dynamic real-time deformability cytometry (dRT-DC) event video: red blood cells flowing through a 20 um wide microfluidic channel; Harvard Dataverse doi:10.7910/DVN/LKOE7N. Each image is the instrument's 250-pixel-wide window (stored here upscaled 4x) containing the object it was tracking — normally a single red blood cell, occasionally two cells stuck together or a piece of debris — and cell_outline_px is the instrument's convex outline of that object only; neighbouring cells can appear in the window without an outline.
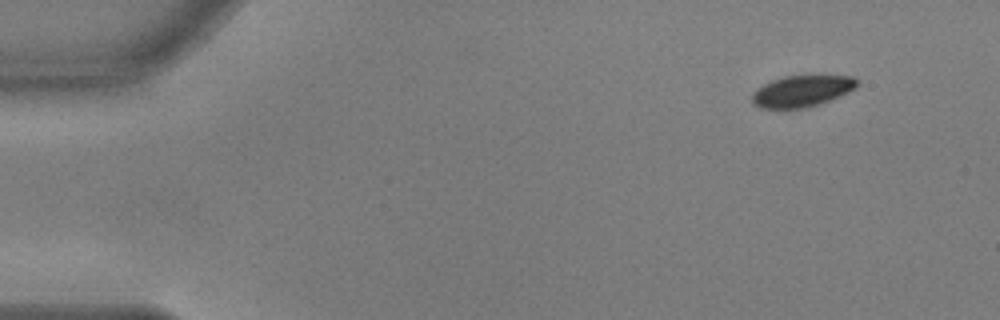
{"species": "common noctule bat (a hibernating species)", "species_latin": "Nyctalus noctula", "temperature_condition": "warm", "stored_images_in_passage": 51, "camera_frame_rate_fps": 3000, "um_per_image_px": 0.085, "animal": {"sex": "male", "body_mass_g": 17.9, "forearm_length_mm": 54.2}, "frame": {"image": 1, "passage_image": 1, "time_ms": 0.0, "image_size_px": [1000, 320], "cell_outline_px": [[860, 84], [856, 88], [840, 96], [820, 104], [804, 108], [760, 108], [752, 104], [752, 92], [764, 84], [772, 80], [784, 76], [852, 76]], "centroid_in_image_um": [68.15, 7.75], "position_along_channel_um": 16.8, "area_um2": 19.19}}
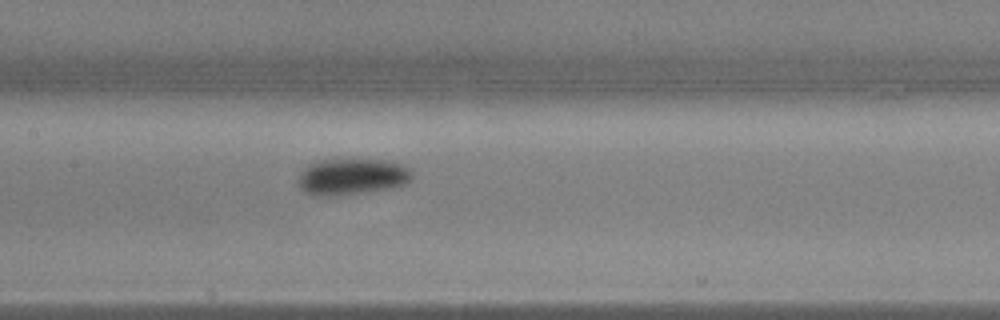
{"frame": {"image": 2, "passage_image": 23, "time_ms": 7.333, "image_size_px": [1000, 320], "cell_outline_px": [[412, 176], [404, 184], [388, 188], [336, 196], [312, 196], [304, 192], [300, 188], [296, 180], [308, 164], [324, 160], [384, 160], [400, 164], [412, 168]], "centroid_in_image_um": [29.87, 15.03], "position_along_channel_um": 177.5, "area_um2": 23.93}}
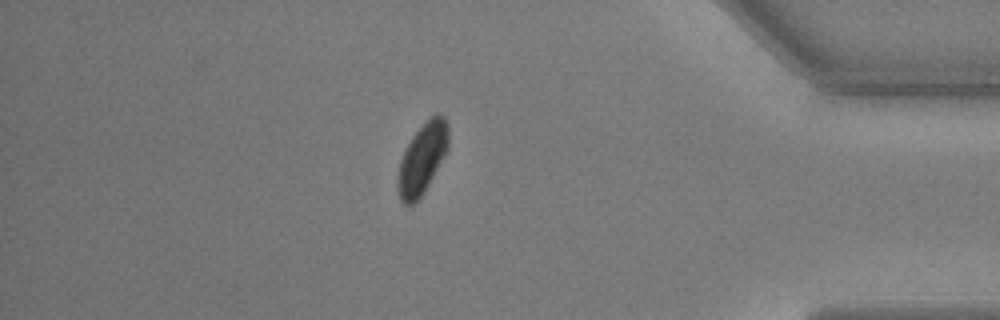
{"frame": {"image": 3, "passage_image": 44, "time_ms": 14.333, "image_size_px": [1000, 320], "cell_outline_px": [[448, 148], [424, 192], [416, 204], [404, 204], [400, 200], [396, 184], [400, 160], [412, 136], [436, 112], [444, 116], [448, 124]], "centroid_in_image_um": [35.88, 13.51], "position_along_channel_um": 399.3, "area_um2": 20.63}, "authors_computed_cell_mechanics": {"area_um2": 22.253, "velocity_mm_per_s": 3.6441, "shape_relaxation_time_tau1_ms": 3.0755, "shape_relaxation_time_tau2_ms": null, "deformation_change_tau1": 0.1166, "deformation_change_tau2": null}}